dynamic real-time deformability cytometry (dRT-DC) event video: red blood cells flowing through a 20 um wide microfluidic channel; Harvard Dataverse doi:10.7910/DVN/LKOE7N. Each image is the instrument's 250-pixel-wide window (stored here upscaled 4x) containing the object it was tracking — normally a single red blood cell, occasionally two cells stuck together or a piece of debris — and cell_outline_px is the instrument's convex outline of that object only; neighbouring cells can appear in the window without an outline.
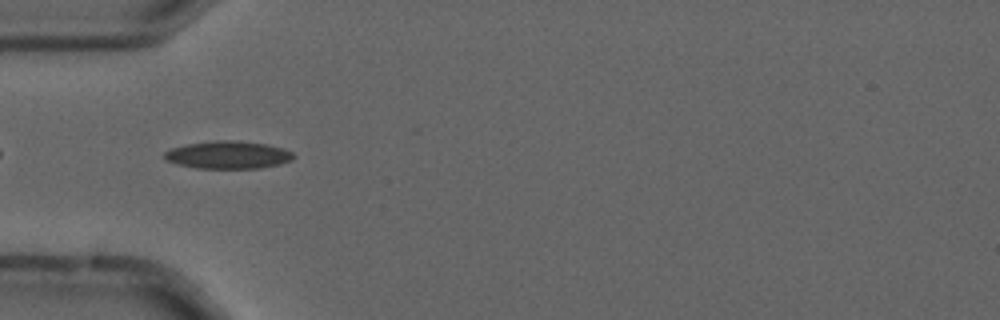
{"species": "common noctule bat (a hibernating species)", "species_latin": "Nyctalus noctula", "temperature_condition": "cold", "stored_images_in_passage": 6, "camera_frame_rate_fps": 3000, "um_per_image_px": 0.085, "animal": {"sex": "male", "forearm_length_mm": 52.5}, "frame": {"image": 1, "passage_image": 2, "time_ms": 0.333, "image_size_px": [1000, 320], "cell_outline_px": [[296, 156], [292, 160], [280, 164], [260, 168], [196, 168], [180, 164], [168, 160], [164, 156], [164, 152], [172, 148], [188, 144], [216, 140], [236, 140], [264, 144], [280, 148], [292, 152]], "centroid_in_image_um": [19.42, 13.16], "position_along_channel_um": 65.6, "area_um2": 20.52}}
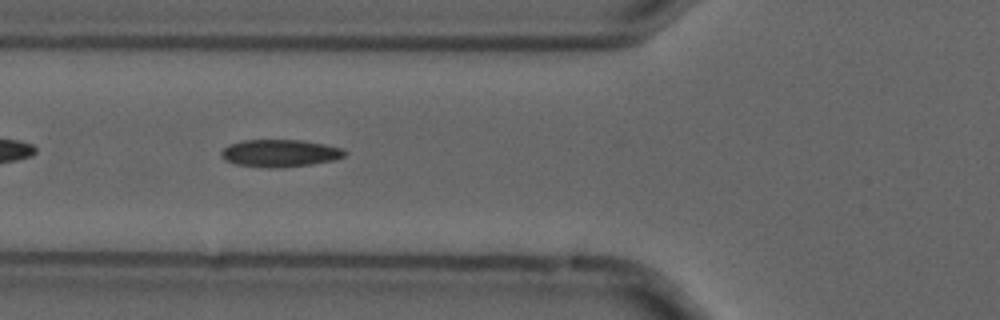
{"frame": {"image": 2, "passage_image": 3, "time_ms": 0.667, "image_size_px": [1000, 320], "cell_outline_px": [[348, 152], [344, 156], [332, 160], [312, 164], [280, 168], [268, 168], [236, 164], [224, 160], [220, 156], [220, 152], [228, 144], [244, 140], [304, 140], [344, 148]], "centroid_in_image_um": [23.79, 13.02], "position_along_channel_um": 102.0, "area_um2": 19.88}}
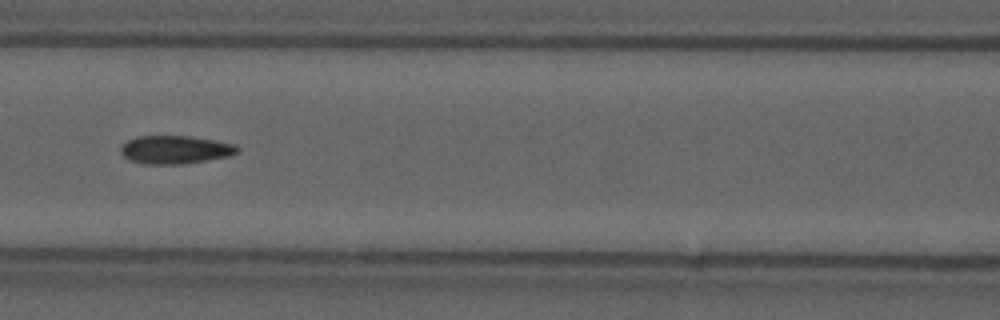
{"frame": {"image": 3, "passage_image": 4, "time_ms": 1.0, "image_size_px": [1000, 320], "cell_outline_px": [[240, 148], [236, 152], [228, 156], [180, 164], [144, 164], [128, 160], [120, 152], [120, 144], [136, 136], [188, 136], [216, 140], [236, 144]], "centroid_in_image_um": [14.84, 12.71], "position_along_channel_um": 151.8, "area_um2": 19.19}}